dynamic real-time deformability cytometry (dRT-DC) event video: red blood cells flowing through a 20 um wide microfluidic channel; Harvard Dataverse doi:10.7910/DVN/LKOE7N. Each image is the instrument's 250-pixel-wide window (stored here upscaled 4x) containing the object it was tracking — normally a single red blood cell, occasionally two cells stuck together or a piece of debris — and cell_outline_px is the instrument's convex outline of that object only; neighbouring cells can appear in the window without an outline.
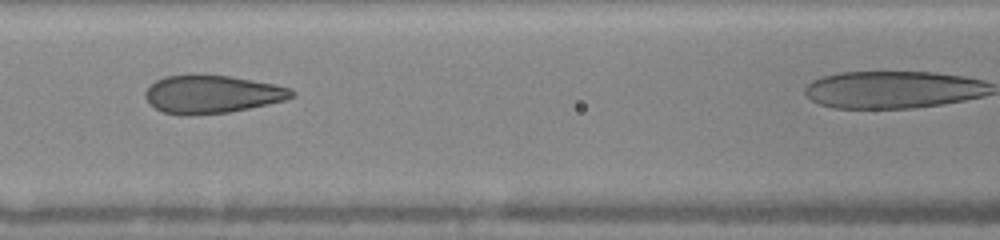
{"species": "human", "species_latin": "Homo sapiens", "temperature_condition": "warm", "stored_images_in_passage": 24, "camera_frame_rate_fps": 3000, "um_per_image_px": 0.085, "donor": {"sex": "female"}, "frame": {"image": 1, "passage_image": 21, "time_ms": 5.667, "image_size_px": [1000, 240], "cell_outline_px": [[296, 96], [284, 100], [248, 108], [228, 112], [188, 116], [180, 116], [164, 112], [156, 108], [144, 96], [144, 92], [156, 80], [164, 76], [228, 76], [276, 84], [292, 88], [296, 92]], "centroid_in_image_um": [18.05, 8.03], "position_along_channel_um": 148.6, "area_um2": 32.08}}
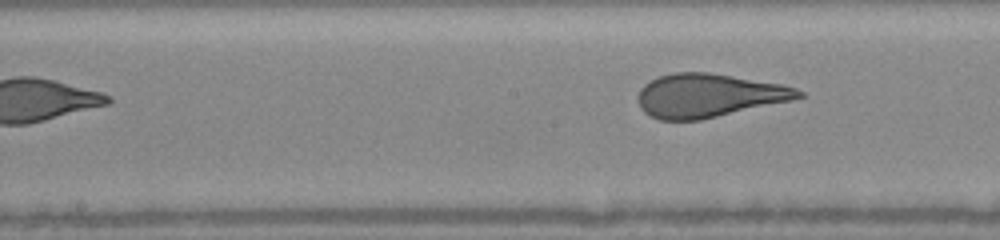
{"frame": {"image": 2, "passage_image": 24, "time_ms": 8.0, "image_size_px": [1000, 240], "cell_outline_px": [[808, 96], [792, 100], [700, 120], [660, 120], [644, 112], [640, 108], [640, 88], [644, 84], [660, 76], [676, 72], [708, 72], [780, 84], [796, 88], [804, 92]], "centroid_in_image_um": [60.27, 8.12], "position_along_channel_um": 187.9, "area_um2": 40.34}}